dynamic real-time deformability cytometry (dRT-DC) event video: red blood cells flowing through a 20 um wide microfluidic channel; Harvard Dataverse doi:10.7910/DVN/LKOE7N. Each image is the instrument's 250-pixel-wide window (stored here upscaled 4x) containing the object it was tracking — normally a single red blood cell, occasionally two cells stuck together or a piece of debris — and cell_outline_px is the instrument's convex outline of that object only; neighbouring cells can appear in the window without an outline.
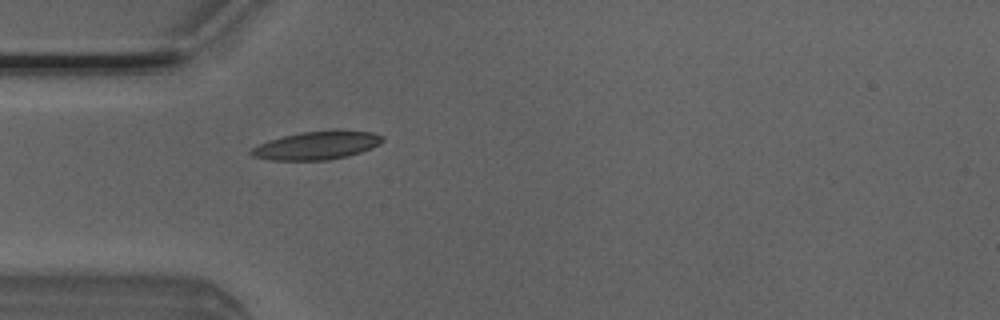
{"species": "Egyptian fruit bat (a non-hibernating species)", "species_latin": "Rousettus aegyptiacus", "temperature_condition": "room temperature", "stored_images_in_passage": 30, "camera_frame_rate_fps": 3000, "um_per_image_px": 0.085, "animal": {"sex": "male"}, "frame": {"image": 1, "passage_image": 1, "time_ms": 0.0, "image_size_px": [1000, 320], "cell_outline_px": [[384, 140], [380, 144], [372, 148], [348, 156], [328, 160], [268, 160], [252, 156], [248, 152], [252, 148], [268, 140], [300, 132], [372, 132], [384, 136]], "centroid_in_image_um": [26.89, 12.39], "position_along_channel_um": 58.1, "area_um2": 21.1}}
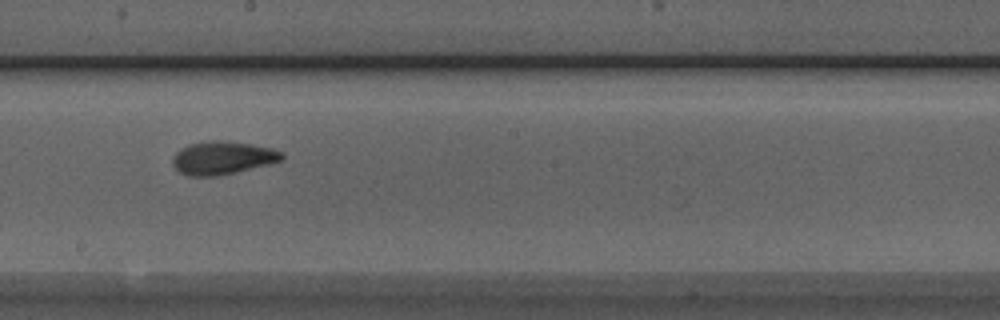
{"frame": {"image": 2, "passage_image": 14, "time_ms": 4.333, "image_size_px": [1000, 320], "cell_outline_px": [[284, 156], [280, 160], [268, 164], [216, 176], [188, 176], [180, 172], [172, 164], [172, 156], [180, 148], [188, 144], [208, 140], [220, 140], [248, 144], [272, 148], [284, 152]], "centroid_in_image_um": [18.86, 13.4], "position_along_channel_um": 229.3, "area_um2": 20.92}}
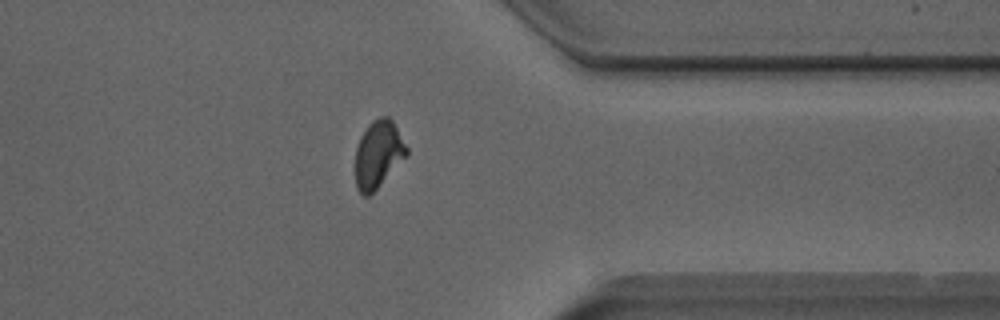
{"frame": {"image": 3, "passage_image": 26, "time_ms": 8.333, "image_size_px": [1000, 320], "cell_outline_px": [[408, 156], [368, 196], [364, 196], [356, 188], [356, 148], [360, 136], [368, 124], [372, 120], [380, 116], [388, 116], [392, 120], [408, 148]], "centroid_in_image_um": [32.16, 13.08], "position_along_channel_um": 379.2, "area_um2": 20.06}, "authors_computed_cell_mechanics": {"area_um2": 20.2878, "velocity_mm_per_s": 4.0103, "shape_relaxation_time_tau1_ms": 4.6854, "shape_relaxation_time_tau2_ms": 1.4897, "deformation_change_tau1": 0.1569, "deformation_change_tau2": 0.0767}}